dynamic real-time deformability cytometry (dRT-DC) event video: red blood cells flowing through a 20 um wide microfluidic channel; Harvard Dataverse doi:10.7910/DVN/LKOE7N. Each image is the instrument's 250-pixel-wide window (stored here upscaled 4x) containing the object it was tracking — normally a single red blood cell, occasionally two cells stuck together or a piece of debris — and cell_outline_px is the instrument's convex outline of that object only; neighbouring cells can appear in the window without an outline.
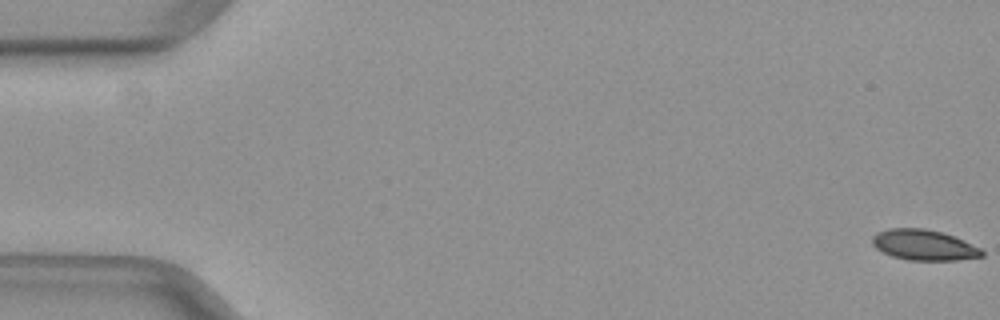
{"species": "common noctule bat (a hibernating species)", "species_latin": "Nyctalus noctula", "temperature_condition": "warm", "stored_images_in_passage": 51, "camera_frame_rate_fps": 3000, "um_per_image_px": 0.085, "animal": {"sex": "female", "body_mass_g": 29.2, "forearm_length_mm": 56.3}, "frame": {"image": 1, "passage_image": 1, "time_ms": 0.0, "image_size_px": [1000, 320], "cell_outline_px": [[984, 256], [956, 260], [908, 260], [892, 256], [876, 248], [872, 244], [872, 236], [876, 232], [888, 228], [924, 228], [940, 232], [964, 240], [980, 248], [984, 252]], "centroid_in_image_um": [78.51, 20.82], "position_along_channel_um": 6.5, "area_um2": 19.48}}
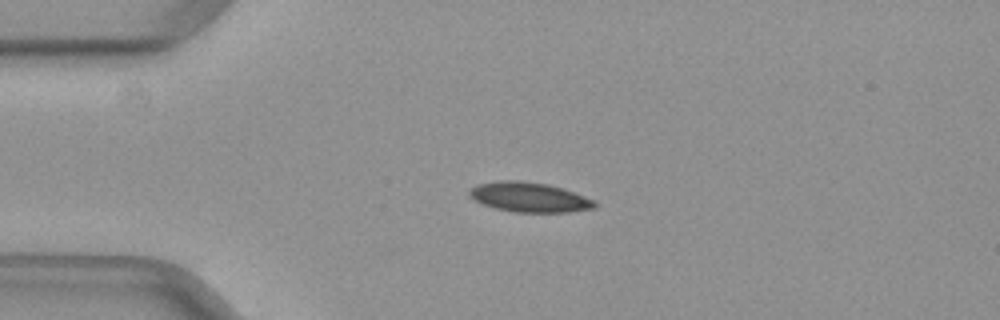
{"frame": {"image": 2, "passage_image": 13, "time_ms": 4.0, "image_size_px": [1000, 320], "cell_outline_px": [[596, 208], [568, 212], [516, 212], [496, 208], [472, 200], [468, 196], [468, 192], [476, 184], [500, 180], [520, 180], [548, 184], [596, 200]], "centroid_in_image_um": [44.96, 16.76], "position_along_channel_um": 40.0, "area_um2": 21.73}}
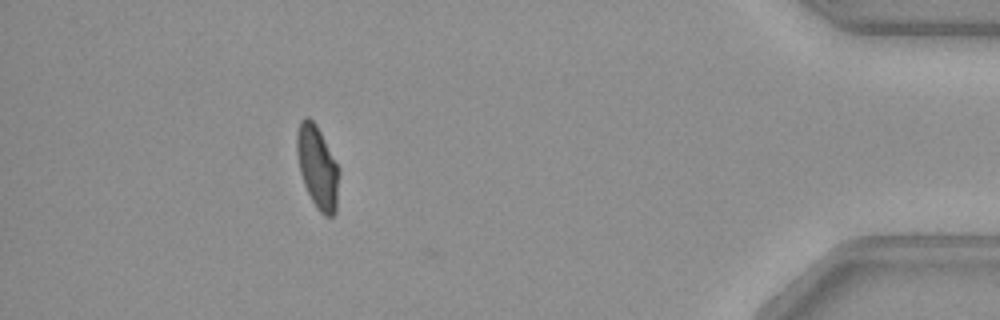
{"frame": {"image": 3, "passage_image": 46, "time_ms": 15.0, "image_size_px": [1000, 320], "cell_outline_px": [[340, 172], [336, 212], [332, 216], [324, 216], [316, 208], [304, 184], [300, 172], [296, 152], [296, 136], [300, 120], [304, 116], [308, 116], [316, 124], [340, 168]], "centroid_in_image_um": [26.99, 14.2], "position_along_channel_um": 408.2, "area_um2": 20.58}}